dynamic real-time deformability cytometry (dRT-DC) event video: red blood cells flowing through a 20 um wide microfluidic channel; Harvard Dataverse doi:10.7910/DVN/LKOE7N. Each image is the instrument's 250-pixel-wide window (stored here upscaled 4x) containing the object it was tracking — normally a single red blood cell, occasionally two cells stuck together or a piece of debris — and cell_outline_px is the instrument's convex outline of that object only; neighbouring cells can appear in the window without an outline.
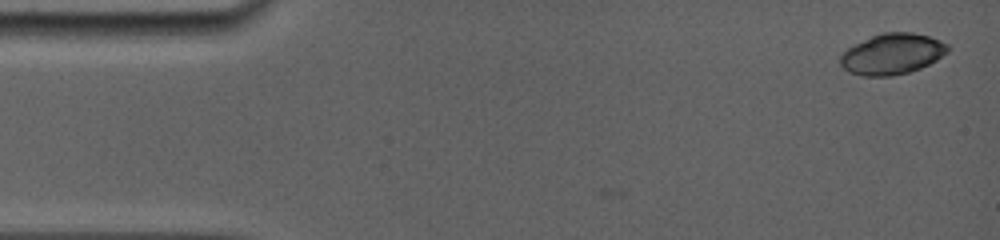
{"species": "common noctule bat (a hibernating species)", "species_latin": "Nyctalus noctula", "temperature_condition": "room temperature", "stored_images_in_passage": 4, "camera_frame_rate_fps": 5000, "um_per_image_px": 0.085, "animal": {"sex": "female", "body_mass_g": 19.0, "forearm_length_mm": 56.7}, "frame": {"image": 1, "passage_image": 4, "time_ms": 0.8, "image_size_px": [1000, 240], "cell_outline_px": [[948, 52], [936, 60], [920, 68], [908, 72], [892, 76], [864, 76], [848, 72], [840, 64], [840, 56], [848, 48], [880, 32], [912, 32], [928, 36], [940, 40], [948, 44]], "centroid_in_image_um": [75.84, 4.59], "position_along_channel_um": 9.2, "area_um2": 25.43}}